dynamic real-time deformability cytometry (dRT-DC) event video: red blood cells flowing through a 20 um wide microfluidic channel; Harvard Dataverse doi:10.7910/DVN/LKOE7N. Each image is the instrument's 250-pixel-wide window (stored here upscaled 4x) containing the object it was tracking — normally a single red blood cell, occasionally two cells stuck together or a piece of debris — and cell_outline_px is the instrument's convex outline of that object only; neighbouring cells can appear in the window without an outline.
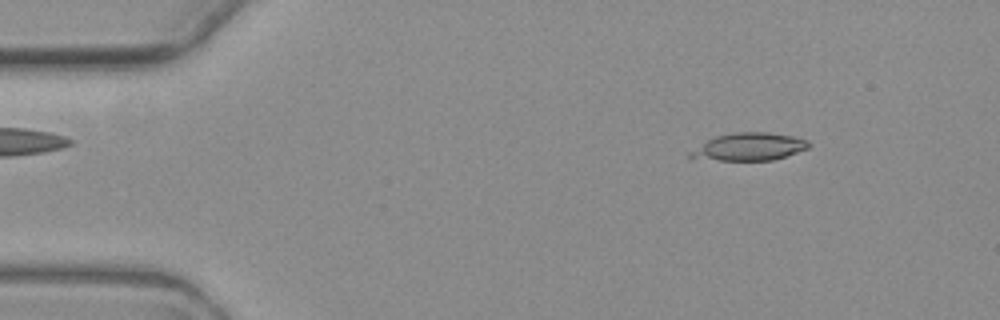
{"species": "common noctule bat (a hibernating species)", "species_latin": "Nyctalus noctula", "temperature_condition": "warm", "stored_images_in_passage": 6, "camera_frame_rate_fps": 3000, "um_per_image_px": 0.085, "animal": {"sex": "female", "body_mass_g": 19.3, "forearm_length_mm": 54.1}, "frame": {"image": 1, "passage_image": 1, "time_ms": 0.0, "image_size_px": [1000, 320], "cell_outline_px": [[812, 144], [808, 148], [772, 160], [720, 160], [688, 156], [688, 152], [708, 140], [716, 136], [736, 132], [768, 132], [792, 136], [808, 140]], "centroid_in_image_um": [63.72, 12.46], "position_along_channel_um": 21.3, "area_um2": 18.67}}
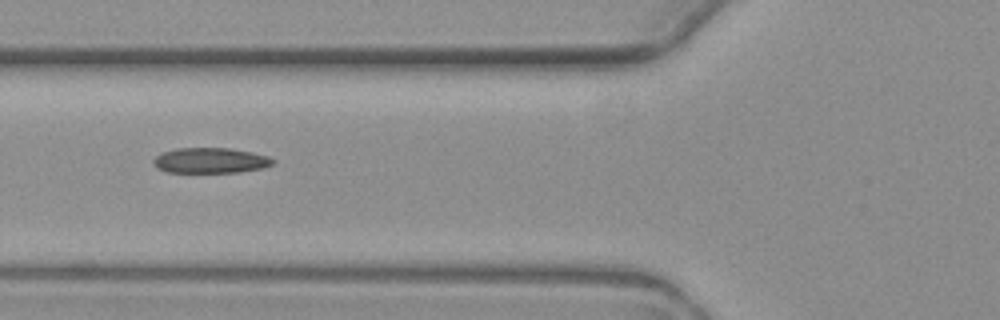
{"frame": {"image": 2, "passage_image": 5, "time_ms": 4.667, "image_size_px": [1000, 320], "cell_outline_px": [[272, 164], [264, 168], [240, 172], [168, 172], [156, 168], [152, 160], [160, 152], [176, 148], [232, 148], [252, 152], [268, 156], [272, 160]], "centroid_in_image_um": [17.85, 13.63], "position_along_channel_um": 108.0, "area_um2": 17.74}}
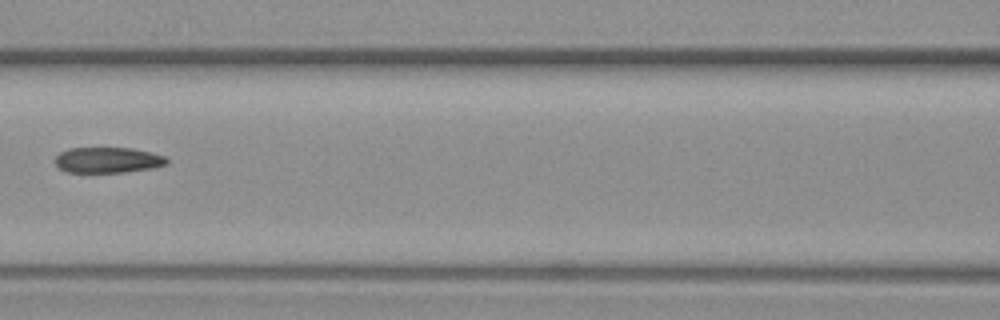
{"frame": {"image": 3, "passage_image": 6, "time_ms": 6.0, "image_size_px": [1000, 320], "cell_outline_px": [[168, 164], [152, 168], [124, 172], [64, 172], [56, 164], [56, 156], [60, 152], [68, 148], [132, 148], [152, 152], [168, 156]], "centroid_in_image_um": [9.2, 13.6], "position_along_channel_um": 157.4, "area_um2": 16.82}}